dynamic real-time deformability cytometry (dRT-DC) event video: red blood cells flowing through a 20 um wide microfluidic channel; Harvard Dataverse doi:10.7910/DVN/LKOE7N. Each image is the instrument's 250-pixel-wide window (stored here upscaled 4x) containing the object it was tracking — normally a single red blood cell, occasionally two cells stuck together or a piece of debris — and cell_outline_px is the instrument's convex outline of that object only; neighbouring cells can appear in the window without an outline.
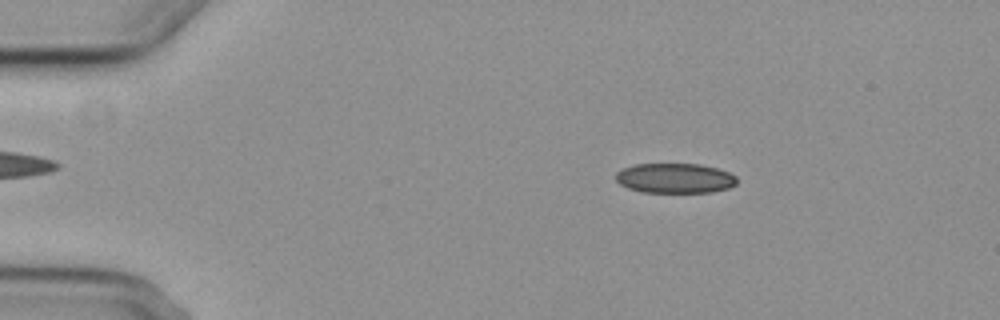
{"species": "common noctule bat (a hibernating species)", "species_latin": "Nyctalus noctula", "temperature_condition": "cold", "stored_images_in_passage": 5, "camera_frame_rate_fps": 3000, "um_per_image_px": 0.085, "animal": {"sex": "female", "body_mass_g": 29.2, "forearm_length_mm": 56.3}, "frame": {"image": 1, "passage_image": 2, "time_ms": 1.0, "image_size_px": [1000, 320], "cell_outline_px": [[736, 184], [728, 188], [712, 192], [640, 192], [628, 188], [620, 184], [616, 180], [616, 172], [624, 168], [636, 164], [700, 164], [716, 168], [728, 172], [736, 176]], "centroid_in_image_um": [57.36, 15.15], "position_along_channel_um": 27.6, "area_um2": 21.04}}
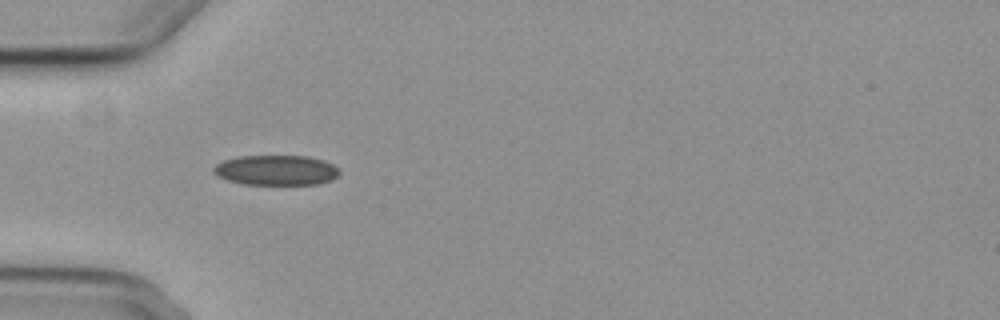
{"frame": {"image": 2, "passage_image": 4, "time_ms": 3.667, "image_size_px": [1000, 320], "cell_outline_px": [[340, 172], [332, 180], [320, 184], [244, 184], [228, 180], [216, 176], [212, 172], [212, 168], [216, 164], [224, 160], [240, 156], [308, 156], [324, 160], [340, 168]], "centroid_in_image_um": [23.48, 14.46], "position_along_channel_um": 61.5, "area_um2": 22.2}}
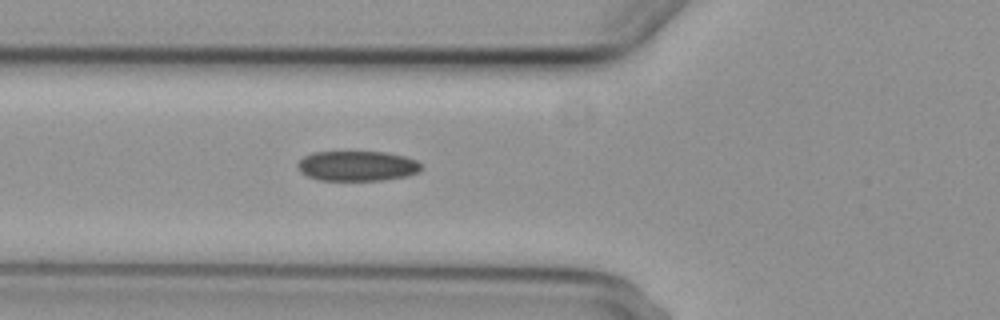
{"frame": {"image": 3, "passage_image": 5, "time_ms": 4.667, "image_size_px": [1000, 320], "cell_outline_px": [[420, 172], [408, 176], [384, 180], [320, 180], [308, 176], [300, 172], [296, 168], [296, 164], [304, 156], [312, 152], [388, 152], [404, 156], [416, 160], [420, 164]], "centroid_in_image_um": [30.35, 14.1], "position_along_channel_um": 95.5, "area_um2": 21.79}}